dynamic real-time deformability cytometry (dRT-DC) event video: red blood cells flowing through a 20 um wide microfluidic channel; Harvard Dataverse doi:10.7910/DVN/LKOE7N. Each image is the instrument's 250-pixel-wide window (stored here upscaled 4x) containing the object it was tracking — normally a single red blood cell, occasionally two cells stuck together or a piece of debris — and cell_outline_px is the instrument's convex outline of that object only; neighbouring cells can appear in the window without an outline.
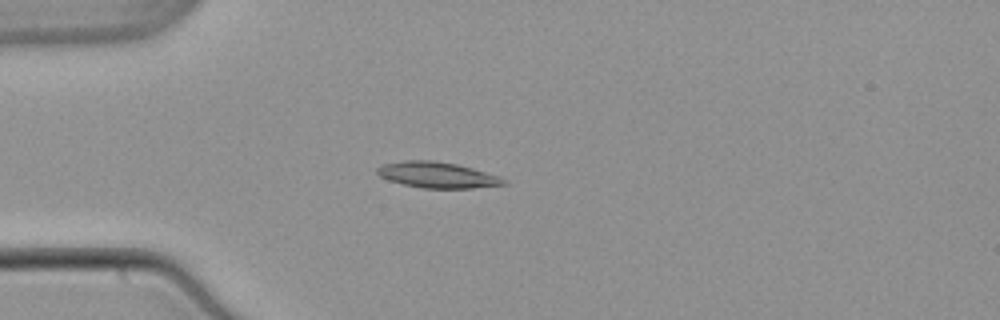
{"species": "common noctule bat (a hibernating species)", "species_latin": "Nyctalus noctula", "temperature_condition": "warm", "stored_images_in_passage": 40, "camera_frame_rate_fps": 3000, "um_per_image_px": 0.085, "animal": {"sex": "male", "body_mass_g": 21.5, "forearm_length_mm": 52.0}, "frame": {"image": 1, "passage_image": 1, "time_ms": 0.0, "image_size_px": [1000, 320], "cell_outline_px": [[508, 184], [472, 188], [424, 188], [404, 184], [388, 180], [380, 176], [376, 172], [376, 168], [384, 164], [404, 160], [432, 160], [456, 164], [472, 168], [500, 176]], "centroid_in_image_um": [37.16, 14.87], "position_along_channel_um": 47.8, "area_um2": 18.96}}
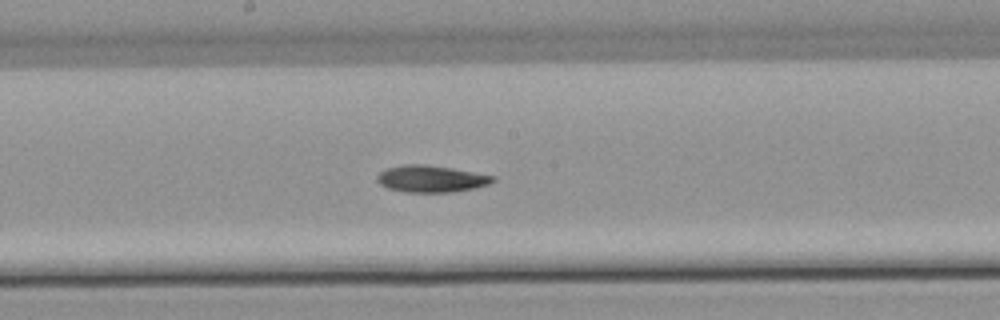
{"frame": {"image": 2, "passage_image": 15, "time_ms": 4.667, "image_size_px": [1000, 320], "cell_outline_px": [[496, 180], [488, 184], [476, 188], [452, 192], [408, 192], [388, 188], [380, 184], [376, 180], [376, 176], [380, 172], [388, 168], [404, 164], [424, 164], [452, 168], [496, 176]], "centroid_in_image_um": [36.66, 15.19], "position_along_channel_um": 211.5, "area_um2": 18.09}}
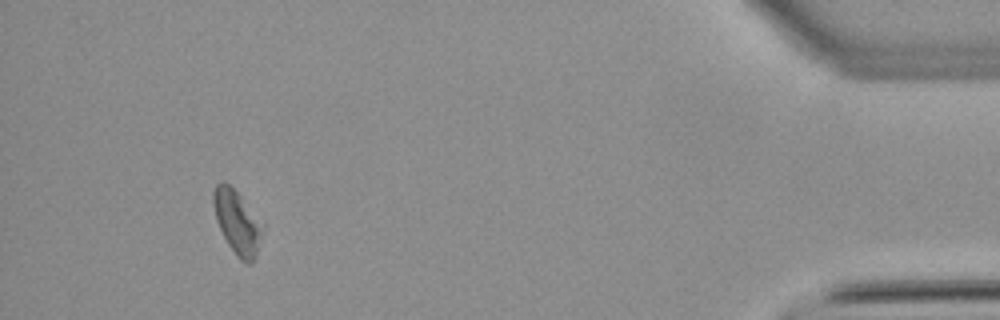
{"frame": {"image": 3, "passage_image": 36, "time_ms": 11.667, "image_size_px": [1000, 320], "cell_outline_px": [[264, 228], [256, 252], [252, 260], [248, 264], [244, 264], [236, 256], [228, 244], [216, 220], [212, 204], [212, 192], [216, 184], [224, 180], [264, 220]], "centroid_in_image_um": [20.17, 18.86], "position_along_channel_um": 415.0, "area_um2": 18.44}}